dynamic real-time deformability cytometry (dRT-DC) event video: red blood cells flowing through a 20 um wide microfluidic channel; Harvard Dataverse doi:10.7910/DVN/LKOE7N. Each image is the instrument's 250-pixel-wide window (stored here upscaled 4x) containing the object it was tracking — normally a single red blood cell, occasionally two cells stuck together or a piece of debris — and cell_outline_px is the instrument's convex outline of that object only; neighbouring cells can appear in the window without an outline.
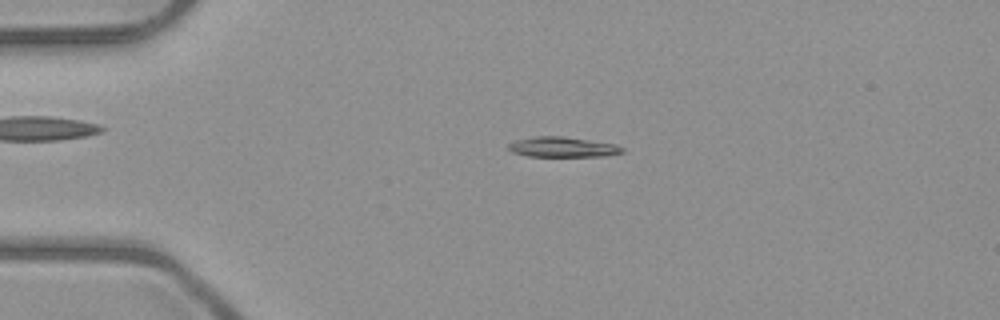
{"species": "common noctule bat (a hibernating species)", "species_latin": "Nyctalus noctula", "temperature_condition": "room temperature", "stored_images_in_passage": 4, "camera_frame_rate_fps": 3000, "um_per_image_px": 0.085, "animal": {"sex": "male", "body_mass_g": 23.1, "forearm_length_mm": 52.7}, "frame": {"image": 1, "passage_image": 3, "time_ms": 2.333, "image_size_px": [1000, 320], "cell_outline_px": [[624, 152], [604, 156], [528, 156], [512, 152], [508, 148], [508, 144], [516, 140], [532, 136], [560, 136], [616, 144], [624, 148]], "centroid_in_image_um": [47.81, 12.5], "position_along_channel_um": 37.2, "area_um2": 13.29}}